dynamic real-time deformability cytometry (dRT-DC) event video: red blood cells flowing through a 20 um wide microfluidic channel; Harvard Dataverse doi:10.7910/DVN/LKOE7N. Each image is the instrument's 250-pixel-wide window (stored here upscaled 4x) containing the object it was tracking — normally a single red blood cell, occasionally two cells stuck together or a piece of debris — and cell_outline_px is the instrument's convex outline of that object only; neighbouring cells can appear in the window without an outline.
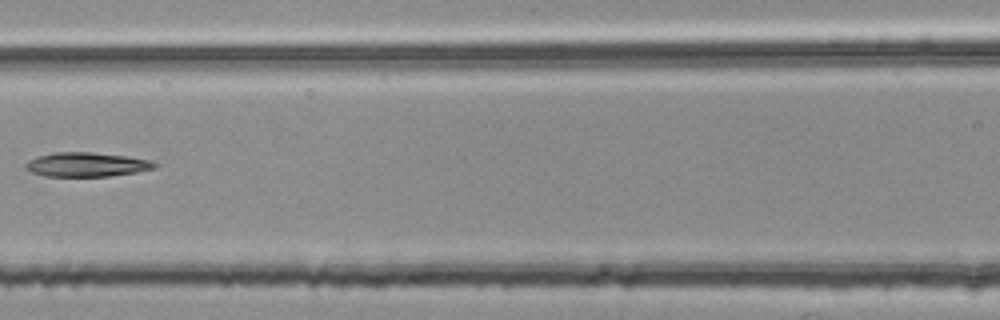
{"species": "common noctule bat (a hibernating species)", "species_latin": "Nyctalus noctula", "temperature_condition": "room temperature", "stored_images_in_passage": 3, "camera_frame_rate_fps": 3000, "um_per_image_px": 0.085, "animal": {"sex": "female", "body_mass_g": 25.1}, "frame": {"image": 1, "passage_image": 3, "time_ms": 0.667, "image_size_px": [1000, 320], "cell_outline_px": [[160, 164], [156, 168], [136, 172], [108, 176], [44, 176], [32, 172], [24, 168], [24, 164], [28, 160], [36, 156], [56, 152], [92, 152], [128, 156], [148, 160]], "centroid_in_image_um": [7.35, 13.98], "position_along_channel_um": 159.3, "area_um2": 18.32}}